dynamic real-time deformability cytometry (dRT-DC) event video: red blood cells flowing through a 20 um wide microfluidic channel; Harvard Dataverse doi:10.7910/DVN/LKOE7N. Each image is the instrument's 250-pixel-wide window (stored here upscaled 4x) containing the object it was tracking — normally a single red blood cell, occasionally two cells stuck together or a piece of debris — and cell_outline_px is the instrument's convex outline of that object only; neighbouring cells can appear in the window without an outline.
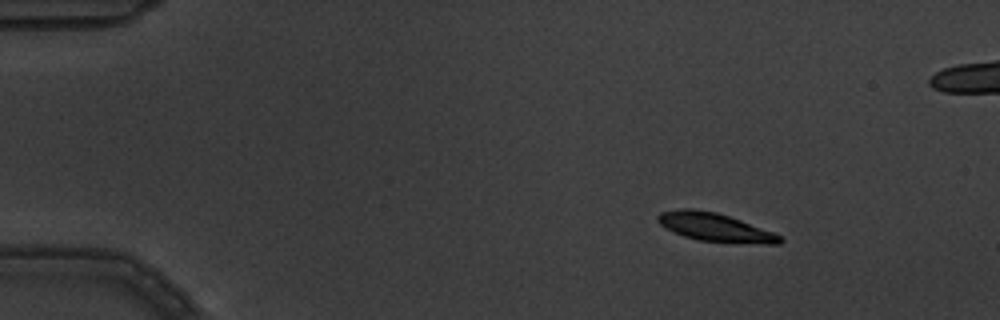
{"species": "common noctule bat (a hibernating species)", "species_latin": "Nyctalus noctula", "temperature_condition": "warm", "stored_images_in_passage": 5, "camera_frame_rate_fps": 3000, "um_per_image_px": 0.085, "animal": {"sex": "male", "body_mass_g": 19.5, "forearm_length_mm": 54.6}, "frame": {"image": 1, "passage_image": 2, "time_ms": 0.333, "image_size_px": [1000, 320], "cell_outline_px": [[784, 240], [780, 244], [764, 244], [700, 240], [684, 236], [672, 232], [664, 228], [656, 220], [656, 216], [660, 212], [680, 208], [692, 208], [716, 212], [740, 220], [772, 232], [780, 236]], "centroid_in_image_um": [60.71, 19.3], "position_along_channel_um": 24.3, "area_um2": 20.06}}